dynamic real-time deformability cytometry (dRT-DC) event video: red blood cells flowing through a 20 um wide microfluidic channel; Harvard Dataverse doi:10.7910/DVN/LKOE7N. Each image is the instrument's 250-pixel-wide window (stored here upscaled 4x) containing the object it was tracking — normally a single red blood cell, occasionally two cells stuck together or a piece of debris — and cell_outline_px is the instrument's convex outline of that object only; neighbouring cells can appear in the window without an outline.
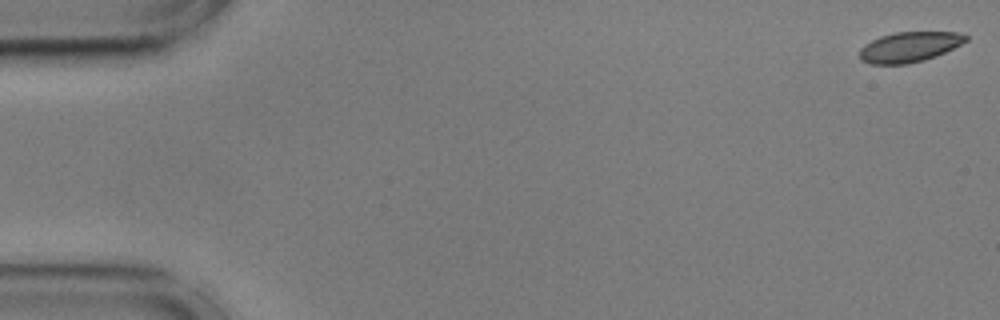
{"species": "common noctule bat (a hibernating species)", "species_latin": "Nyctalus noctula", "temperature_condition": "cold", "stored_images_in_passage": 56, "camera_frame_rate_fps": 3000, "um_per_image_px": 0.085, "animal": {"sex": "male", "body_mass_g": 17.9, "forearm_length_mm": 54.2}, "frame": {"image": 1, "passage_image": 1, "time_ms": 0.0, "image_size_px": [1000, 320], "cell_outline_px": [[968, 40], [936, 56], [924, 60], [908, 64], [872, 64], [860, 60], [860, 48], [864, 44], [880, 36], [896, 32], [956, 32], [968, 36]], "centroid_in_image_um": [77.27, 3.99], "position_along_channel_um": 7.7, "area_um2": 18.61}}
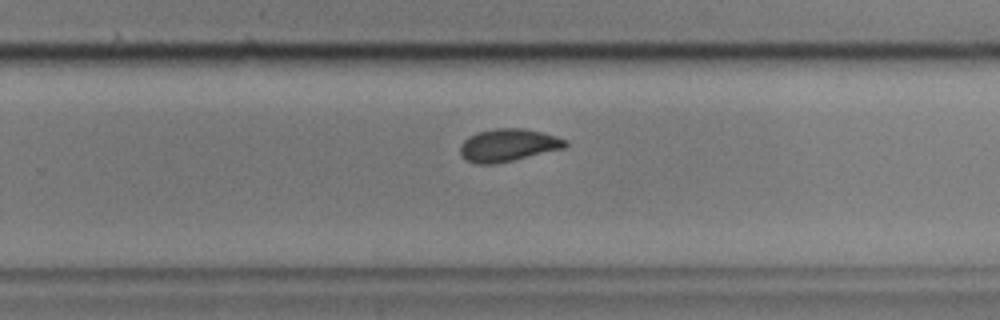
{"frame": {"image": 2, "passage_image": 36, "time_ms": 11.667, "image_size_px": [1000, 320], "cell_outline_px": [[568, 144], [564, 148], [496, 164], [476, 164], [468, 160], [460, 152], [460, 144], [468, 136], [476, 132], [496, 128], [524, 128], [544, 132], [568, 140]], "centroid_in_image_um": [43.2, 12.32], "position_along_channel_um": 286.6, "area_um2": 20.06}}
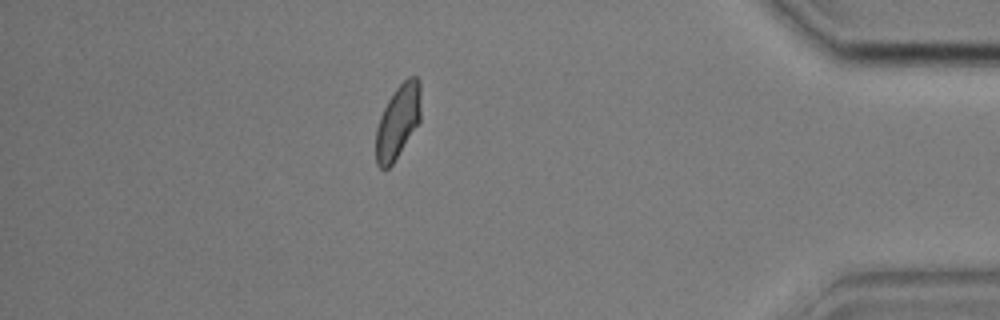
{"frame": {"image": 3, "passage_image": 49, "time_ms": 16.0, "image_size_px": [1000, 320], "cell_outline_px": [[420, 120], [392, 164], [384, 172], [376, 164], [376, 128], [380, 116], [388, 100], [396, 88], [408, 76], [416, 76], [420, 80]], "centroid_in_image_um": [33.81, 10.33], "position_along_channel_um": 401.4, "area_um2": 19.19}, "authors_computed_cell_mechanics": {"area_um2": 19.9699, "velocity_mm_per_s": 3.5704, "shape_relaxation_time_tau1_ms": 5.1703, "shape_relaxation_time_tau2_ms": 1.7956, "deformation_change_tau1": 0.119, "deformation_change_tau2": 0.0404}}